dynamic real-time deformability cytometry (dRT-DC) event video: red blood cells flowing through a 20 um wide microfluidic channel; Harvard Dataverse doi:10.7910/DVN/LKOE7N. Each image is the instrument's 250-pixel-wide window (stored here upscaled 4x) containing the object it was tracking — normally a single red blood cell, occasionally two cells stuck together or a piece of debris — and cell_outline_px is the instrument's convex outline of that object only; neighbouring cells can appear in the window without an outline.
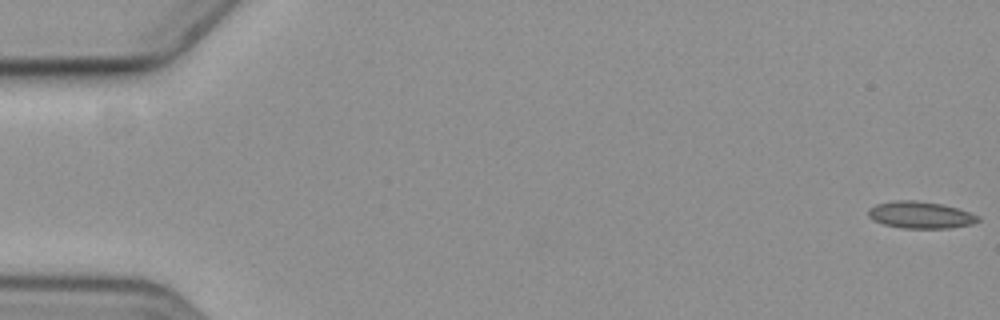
{"species": "common noctule bat (a hibernating species)", "species_latin": "Nyctalus noctula", "temperature_condition": "cold", "stored_images_in_passage": 5, "camera_frame_rate_fps": 3000, "um_per_image_px": 0.085, "animal": {"sex": "female", "body_mass_g": 19.3, "forearm_length_mm": 54.1}, "frame": {"image": 1, "passage_image": 1, "time_ms": 0.0, "image_size_px": [1000, 320], "cell_outline_px": [[980, 220], [972, 224], [948, 228], [904, 228], [884, 224], [872, 220], [868, 216], [868, 208], [876, 204], [896, 200], [912, 200], [940, 204], [956, 208], [980, 216]], "centroid_in_image_um": [78.21, 18.27], "position_along_channel_um": 6.8, "area_um2": 17.05}}
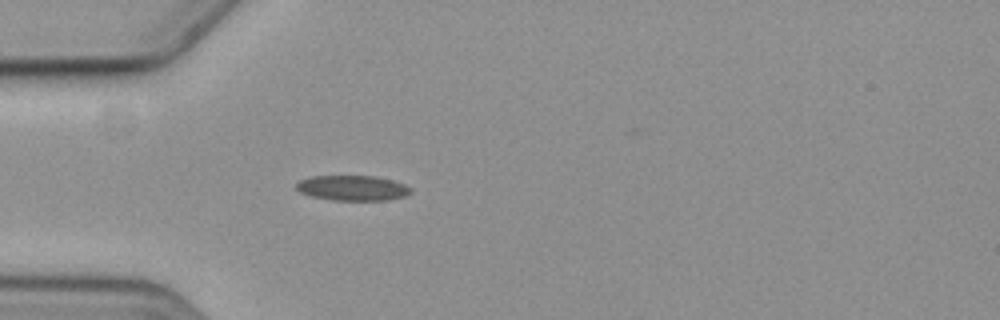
{"frame": {"image": 2, "passage_image": 5, "time_ms": 5.667, "image_size_px": [1000, 320], "cell_outline_px": [[412, 192], [404, 196], [388, 200], [332, 200], [312, 196], [300, 192], [296, 188], [296, 184], [300, 180], [312, 176], [376, 176], [392, 180], [404, 184], [412, 188]], "centroid_in_image_um": [29.98, 15.98], "position_along_channel_um": 55.0, "area_um2": 16.76}}